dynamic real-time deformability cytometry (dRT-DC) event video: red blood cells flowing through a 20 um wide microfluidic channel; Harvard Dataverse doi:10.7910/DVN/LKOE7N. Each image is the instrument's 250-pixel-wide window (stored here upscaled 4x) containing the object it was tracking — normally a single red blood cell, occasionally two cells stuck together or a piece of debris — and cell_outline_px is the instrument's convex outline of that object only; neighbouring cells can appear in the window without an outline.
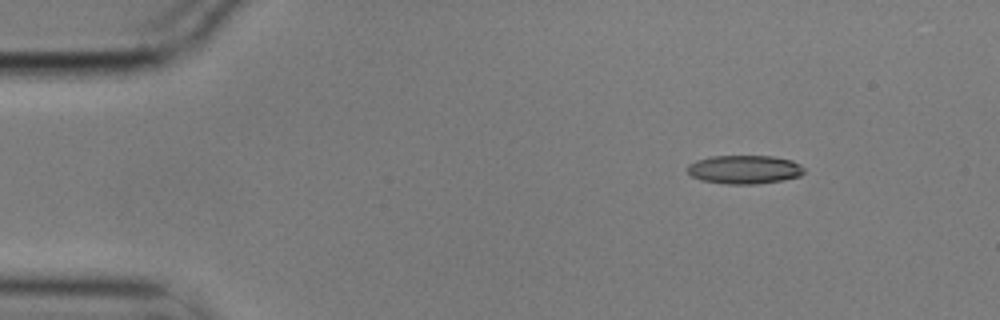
{"species": "common noctule bat (a hibernating species)", "species_latin": "Nyctalus noctula", "temperature_condition": "cold", "stored_images_in_passage": 50, "camera_frame_rate_fps": 3000, "um_per_image_px": 0.085, "animal": {"sex": "male", "body_mass_g": 17.9}, "frame": {"image": 1, "passage_image": 1, "time_ms": 0.0, "image_size_px": [1000, 320], "cell_outline_px": [[804, 172], [800, 176], [780, 180], [756, 184], [728, 184], [700, 180], [692, 176], [688, 172], [688, 164], [696, 160], [712, 156], [772, 156], [792, 160], [800, 164], [804, 168]], "centroid_in_image_um": [63.27, 14.4], "position_along_channel_um": 21.7, "area_um2": 19.42}}
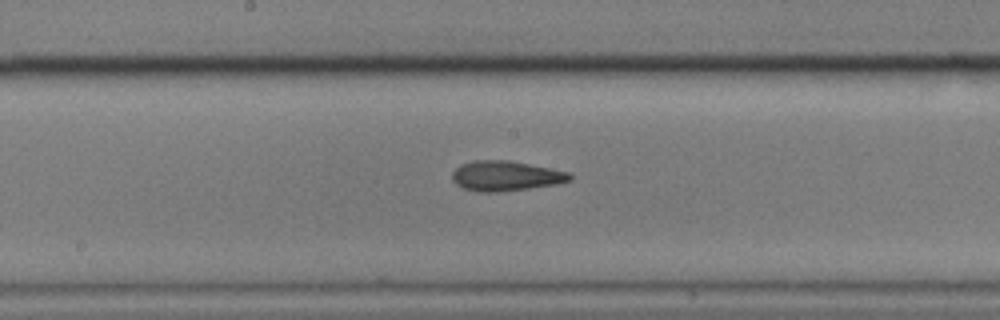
{"frame": {"image": 2, "passage_image": 23, "time_ms": 7.333, "image_size_px": [1000, 320], "cell_outline_px": [[572, 180], [556, 184], [528, 188], [496, 192], [476, 192], [464, 188], [456, 184], [452, 180], [452, 172], [460, 164], [472, 160], [508, 160], [572, 172]], "centroid_in_image_um": [42.98, 14.94], "position_along_channel_um": 205.2, "area_um2": 20.69}}
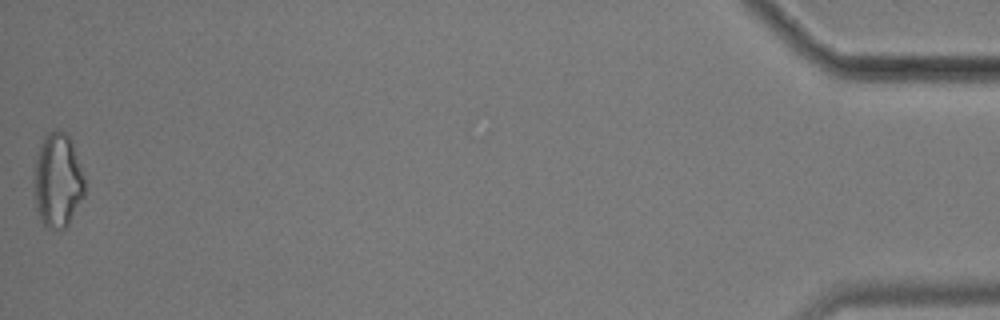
{"frame": {"image": 3, "passage_image": 50, "time_ms": 16.333, "image_size_px": [1000, 320], "cell_outline_px": [[84, 196], [68, 224], [64, 228], [44, 228], [40, 220], [36, 208], [36, 160], [40, 144], [44, 136], [48, 132], [56, 128], [64, 132], [68, 136], [72, 144], [80, 164], [84, 180]], "centroid_in_image_um": [4.92, 15.34], "position_along_channel_um": 430.3, "area_um2": 27.28}, "authors_computed_cell_mechanics": {"area_um2": 20.519, "velocity_mm_per_s": 3.5407, "shape_relaxation_time_tau1_ms": null, "shape_relaxation_time_tau2_ms": 3.9587, "deformation_change_tau1": null, "deformation_change_tau2": 0.1448}}